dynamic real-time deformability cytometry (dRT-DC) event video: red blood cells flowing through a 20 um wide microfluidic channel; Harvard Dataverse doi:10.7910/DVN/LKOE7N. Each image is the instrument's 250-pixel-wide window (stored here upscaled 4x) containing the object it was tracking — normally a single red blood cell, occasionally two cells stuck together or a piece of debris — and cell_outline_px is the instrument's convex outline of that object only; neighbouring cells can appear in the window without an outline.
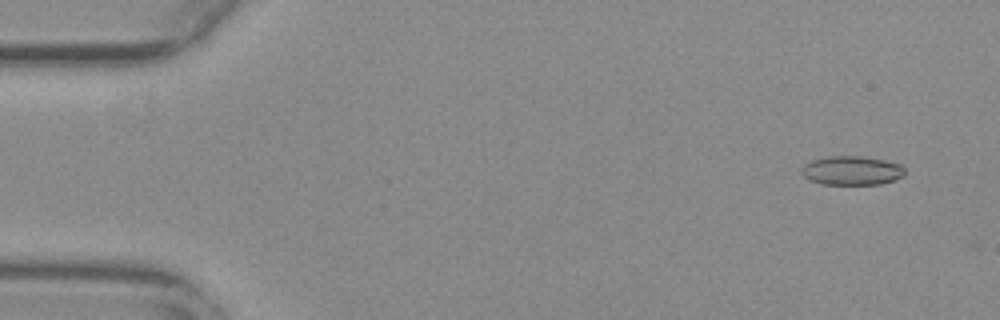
{"species": "common noctule bat (a hibernating species)", "species_latin": "Nyctalus noctula", "temperature_condition": "warm", "stored_images_in_passage": 15, "camera_frame_rate_fps": 3000, "um_per_image_px": 0.085, "animal": {"sex": "female", "body_mass_g": 29.2, "forearm_length_mm": 56.3}, "frame": {"image": 1, "passage_image": 3, "time_ms": 0.667, "image_size_px": [1000, 320], "cell_outline_px": [[904, 176], [896, 180], [880, 184], [820, 184], [808, 180], [800, 172], [804, 164], [812, 160], [828, 156], [860, 156], [884, 160], [900, 164], [904, 168]], "centroid_in_image_um": [72.39, 14.5], "position_along_channel_um": 12.6, "area_um2": 17.57}}